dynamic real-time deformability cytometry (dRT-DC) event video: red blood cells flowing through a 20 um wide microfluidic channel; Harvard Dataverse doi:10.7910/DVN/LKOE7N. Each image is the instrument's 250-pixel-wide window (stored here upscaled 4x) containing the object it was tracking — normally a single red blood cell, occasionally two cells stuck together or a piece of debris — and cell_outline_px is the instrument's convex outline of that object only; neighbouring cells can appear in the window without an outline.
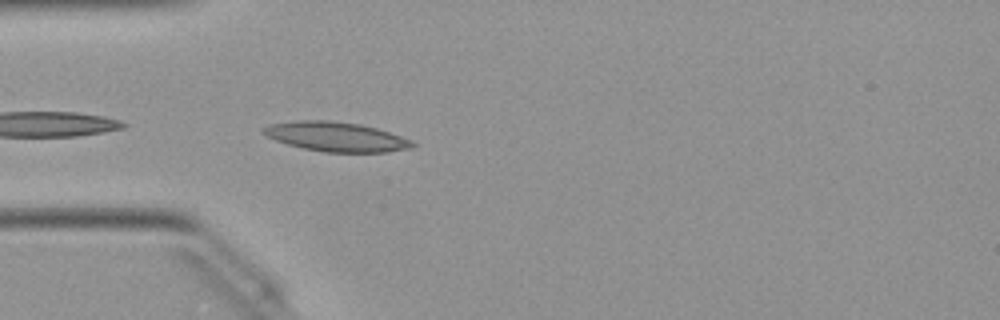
{"species": "Egyptian fruit bat (a non-hibernating species)", "species_latin": "Rousettus aegyptiacus", "temperature_condition": "warm", "stored_images_in_passage": 8, "camera_frame_rate_fps": 3000, "um_per_image_px": 0.085, "animal": {"sex": "female"}, "frame": {"image": 1, "passage_image": 1, "time_ms": 0.0, "image_size_px": [1000, 320], "cell_outline_px": [[416, 144], [412, 148], [388, 152], [324, 152], [304, 148], [288, 144], [276, 140], [260, 132], [260, 128], [268, 124], [296, 120], [328, 120], [360, 124], [376, 128], [412, 140]], "centroid_in_image_um": [28.54, 11.61], "position_along_channel_um": 56.5, "area_um2": 25.66}}